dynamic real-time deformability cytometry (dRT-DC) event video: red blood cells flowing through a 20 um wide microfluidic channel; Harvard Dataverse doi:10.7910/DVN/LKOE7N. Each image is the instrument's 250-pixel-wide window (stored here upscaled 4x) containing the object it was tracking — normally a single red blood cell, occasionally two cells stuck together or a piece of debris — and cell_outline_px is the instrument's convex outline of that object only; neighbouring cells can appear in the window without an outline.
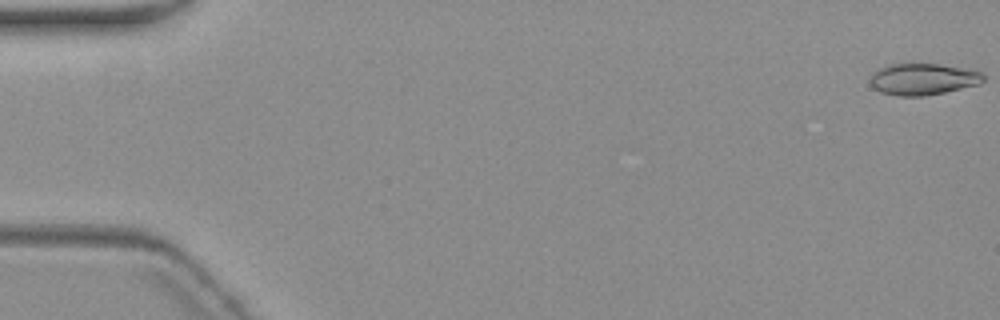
{"species": "common noctule bat (a hibernating species)", "species_latin": "Nyctalus noctula", "temperature_condition": "warm", "stored_images_in_passage": 3, "camera_frame_rate_fps": 3000, "um_per_image_px": 0.085, "animal": {"sex": "female", "body_mass_g": 19.3, "forearm_length_mm": 54.1}, "frame": {"image": 1, "passage_image": 1, "time_ms": 0.0, "image_size_px": [1000, 320], "cell_outline_px": [[984, 80], [980, 84], [944, 92], [924, 96], [900, 96], [880, 92], [872, 88], [868, 80], [872, 72], [888, 64], [940, 64], [980, 72], [984, 76]], "centroid_in_image_um": [78.38, 6.73], "position_along_channel_um": 6.6, "area_um2": 20.81}}